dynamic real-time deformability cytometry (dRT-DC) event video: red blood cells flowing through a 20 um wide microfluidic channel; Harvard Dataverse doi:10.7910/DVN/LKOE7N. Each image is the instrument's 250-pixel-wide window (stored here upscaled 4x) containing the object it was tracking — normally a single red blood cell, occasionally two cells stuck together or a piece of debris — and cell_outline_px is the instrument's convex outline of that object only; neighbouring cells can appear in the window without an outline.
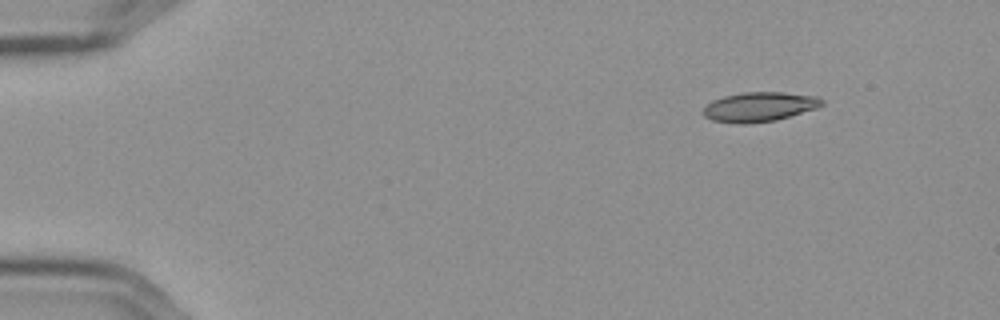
{"species": "Egyptian fruit bat (a non-hibernating species)", "species_latin": "Rousettus aegyptiacus", "temperature_condition": "cold", "stored_images_in_passage": 13, "camera_frame_rate_fps": 3000, "um_per_image_px": 0.085, "frame": {"image": 1, "passage_image": 1, "time_ms": 0.0, "image_size_px": [1000, 320], "cell_outline_px": [[824, 104], [816, 108], [776, 120], [748, 124], [740, 124], [712, 120], [704, 116], [704, 108], [712, 100], [724, 96], [744, 92], [784, 92], [816, 96], [824, 100]], "centroid_in_image_um": [64.55, 9.08], "position_along_channel_um": 20.4, "area_um2": 20.35}}
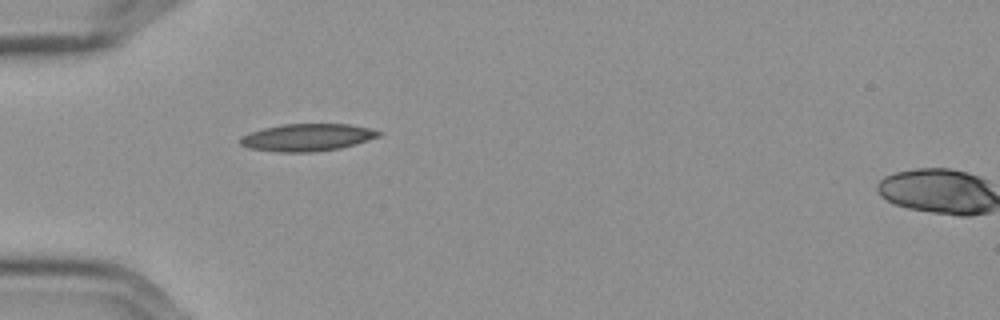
{"frame": {"image": 2, "passage_image": 12, "time_ms": 3.667, "image_size_px": [1000, 320], "cell_outline_px": [[380, 136], [340, 148], [312, 152], [276, 152], [248, 148], [240, 144], [240, 136], [264, 128], [280, 124], [348, 124], [368, 128], [380, 132]], "centroid_in_image_um": [26.05, 11.68], "position_along_channel_um": 58.9, "area_um2": 21.85}}